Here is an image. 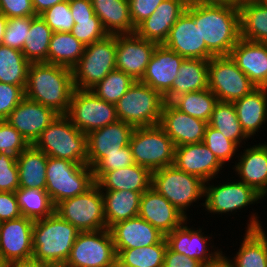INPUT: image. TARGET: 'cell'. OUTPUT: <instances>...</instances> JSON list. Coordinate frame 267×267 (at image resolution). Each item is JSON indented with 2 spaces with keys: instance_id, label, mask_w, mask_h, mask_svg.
I'll return each instance as SVG.
<instances>
[{
  "instance_id": "8",
  "label": "cell",
  "mask_w": 267,
  "mask_h": 267,
  "mask_svg": "<svg viewBox=\"0 0 267 267\" xmlns=\"http://www.w3.org/2000/svg\"><path fill=\"white\" fill-rule=\"evenodd\" d=\"M152 187L186 218L188 207L205 193V181L174 164L152 172Z\"/></svg>"
},
{
  "instance_id": "45",
  "label": "cell",
  "mask_w": 267,
  "mask_h": 267,
  "mask_svg": "<svg viewBox=\"0 0 267 267\" xmlns=\"http://www.w3.org/2000/svg\"><path fill=\"white\" fill-rule=\"evenodd\" d=\"M215 155L219 162L224 165L229 162L238 149L237 145L226 138L220 131L207 124L202 141Z\"/></svg>"
},
{
  "instance_id": "29",
  "label": "cell",
  "mask_w": 267,
  "mask_h": 267,
  "mask_svg": "<svg viewBox=\"0 0 267 267\" xmlns=\"http://www.w3.org/2000/svg\"><path fill=\"white\" fill-rule=\"evenodd\" d=\"M241 182L253 188L262 197L267 195V144L245 149L235 164Z\"/></svg>"
},
{
  "instance_id": "62",
  "label": "cell",
  "mask_w": 267,
  "mask_h": 267,
  "mask_svg": "<svg viewBox=\"0 0 267 267\" xmlns=\"http://www.w3.org/2000/svg\"><path fill=\"white\" fill-rule=\"evenodd\" d=\"M9 267H50L48 265L44 264H38V263H33V262H28V263H16L9 265Z\"/></svg>"
},
{
  "instance_id": "26",
  "label": "cell",
  "mask_w": 267,
  "mask_h": 267,
  "mask_svg": "<svg viewBox=\"0 0 267 267\" xmlns=\"http://www.w3.org/2000/svg\"><path fill=\"white\" fill-rule=\"evenodd\" d=\"M229 56L257 88H267V44L240 39Z\"/></svg>"
},
{
  "instance_id": "42",
  "label": "cell",
  "mask_w": 267,
  "mask_h": 267,
  "mask_svg": "<svg viewBox=\"0 0 267 267\" xmlns=\"http://www.w3.org/2000/svg\"><path fill=\"white\" fill-rule=\"evenodd\" d=\"M167 249L165 237L157 244L150 246L115 249L117 260L127 267H163L164 255Z\"/></svg>"
},
{
  "instance_id": "10",
  "label": "cell",
  "mask_w": 267,
  "mask_h": 267,
  "mask_svg": "<svg viewBox=\"0 0 267 267\" xmlns=\"http://www.w3.org/2000/svg\"><path fill=\"white\" fill-rule=\"evenodd\" d=\"M55 213L80 232L107 228L102 191L96 183L85 193L57 203Z\"/></svg>"
},
{
  "instance_id": "13",
  "label": "cell",
  "mask_w": 267,
  "mask_h": 267,
  "mask_svg": "<svg viewBox=\"0 0 267 267\" xmlns=\"http://www.w3.org/2000/svg\"><path fill=\"white\" fill-rule=\"evenodd\" d=\"M208 88L218 101L233 103L257 87L230 56H214L208 65Z\"/></svg>"
},
{
  "instance_id": "21",
  "label": "cell",
  "mask_w": 267,
  "mask_h": 267,
  "mask_svg": "<svg viewBox=\"0 0 267 267\" xmlns=\"http://www.w3.org/2000/svg\"><path fill=\"white\" fill-rule=\"evenodd\" d=\"M138 216L164 235L188 219L153 187L141 194Z\"/></svg>"
},
{
  "instance_id": "57",
  "label": "cell",
  "mask_w": 267,
  "mask_h": 267,
  "mask_svg": "<svg viewBox=\"0 0 267 267\" xmlns=\"http://www.w3.org/2000/svg\"><path fill=\"white\" fill-rule=\"evenodd\" d=\"M69 6L74 23L76 19L92 18L95 15L90 0H69Z\"/></svg>"
},
{
  "instance_id": "25",
  "label": "cell",
  "mask_w": 267,
  "mask_h": 267,
  "mask_svg": "<svg viewBox=\"0 0 267 267\" xmlns=\"http://www.w3.org/2000/svg\"><path fill=\"white\" fill-rule=\"evenodd\" d=\"M184 59L163 44L157 45L140 81L164 96L171 89Z\"/></svg>"
},
{
  "instance_id": "23",
  "label": "cell",
  "mask_w": 267,
  "mask_h": 267,
  "mask_svg": "<svg viewBox=\"0 0 267 267\" xmlns=\"http://www.w3.org/2000/svg\"><path fill=\"white\" fill-rule=\"evenodd\" d=\"M189 0H164L156 11L135 30V33L148 41L158 45L164 44L170 29L185 12Z\"/></svg>"
},
{
  "instance_id": "20",
  "label": "cell",
  "mask_w": 267,
  "mask_h": 267,
  "mask_svg": "<svg viewBox=\"0 0 267 267\" xmlns=\"http://www.w3.org/2000/svg\"><path fill=\"white\" fill-rule=\"evenodd\" d=\"M207 122L194 118L176 109L165 101L159 125L172 139L174 146L201 143L204 138Z\"/></svg>"
},
{
  "instance_id": "60",
  "label": "cell",
  "mask_w": 267,
  "mask_h": 267,
  "mask_svg": "<svg viewBox=\"0 0 267 267\" xmlns=\"http://www.w3.org/2000/svg\"><path fill=\"white\" fill-rule=\"evenodd\" d=\"M203 267H233L228 258L222 255L215 263L203 266Z\"/></svg>"
},
{
  "instance_id": "24",
  "label": "cell",
  "mask_w": 267,
  "mask_h": 267,
  "mask_svg": "<svg viewBox=\"0 0 267 267\" xmlns=\"http://www.w3.org/2000/svg\"><path fill=\"white\" fill-rule=\"evenodd\" d=\"M174 165L186 173L200 177L205 182L215 178L223 168L203 142L176 146Z\"/></svg>"
},
{
  "instance_id": "44",
  "label": "cell",
  "mask_w": 267,
  "mask_h": 267,
  "mask_svg": "<svg viewBox=\"0 0 267 267\" xmlns=\"http://www.w3.org/2000/svg\"><path fill=\"white\" fill-rule=\"evenodd\" d=\"M134 81L130 75L115 69L90 90L102 100L115 104L128 91Z\"/></svg>"
},
{
  "instance_id": "16",
  "label": "cell",
  "mask_w": 267,
  "mask_h": 267,
  "mask_svg": "<svg viewBox=\"0 0 267 267\" xmlns=\"http://www.w3.org/2000/svg\"><path fill=\"white\" fill-rule=\"evenodd\" d=\"M208 184V185H206ZM206 197L204 206L210 213H228L245 208L263 197L253 188L241 181L229 182L222 185H210L205 182Z\"/></svg>"
},
{
  "instance_id": "46",
  "label": "cell",
  "mask_w": 267,
  "mask_h": 267,
  "mask_svg": "<svg viewBox=\"0 0 267 267\" xmlns=\"http://www.w3.org/2000/svg\"><path fill=\"white\" fill-rule=\"evenodd\" d=\"M53 32H71L74 26L69 0L58 3L39 15Z\"/></svg>"
},
{
  "instance_id": "43",
  "label": "cell",
  "mask_w": 267,
  "mask_h": 267,
  "mask_svg": "<svg viewBox=\"0 0 267 267\" xmlns=\"http://www.w3.org/2000/svg\"><path fill=\"white\" fill-rule=\"evenodd\" d=\"M208 125L220 131L239 147L243 140L249 138L241 128L233 103L218 101L208 121Z\"/></svg>"
},
{
  "instance_id": "53",
  "label": "cell",
  "mask_w": 267,
  "mask_h": 267,
  "mask_svg": "<svg viewBox=\"0 0 267 267\" xmlns=\"http://www.w3.org/2000/svg\"><path fill=\"white\" fill-rule=\"evenodd\" d=\"M162 1L164 0H128L133 26L136 28L141 22L150 17Z\"/></svg>"
},
{
  "instance_id": "56",
  "label": "cell",
  "mask_w": 267,
  "mask_h": 267,
  "mask_svg": "<svg viewBox=\"0 0 267 267\" xmlns=\"http://www.w3.org/2000/svg\"><path fill=\"white\" fill-rule=\"evenodd\" d=\"M198 260L191 259L184 254L170 250L168 247L164 255L163 267H203Z\"/></svg>"
},
{
  "instance_id": "50",
  "label": "cell",
  "mask_w": 267,
  "mask_h": 267,
  "mask_svg": "<svg viewBox=\"0 0 267 267\" xmlns=\"http://www.w3.org/2000/svg\"><path fill=\"white\" fill-rule=\"evenodd\" d=\"M19 188L17 157L0 152V191L15 192Z\"/></svg>"
},
{
  "instance_id": "2",
  "label": "cell",
  "mask_w": 267,
  "mask_h": 267,
  "mask_svg": "<svg viewBox=\"0 0 267 267\" xmlns=\"http://www.w3.org/2000/svg\"><path fill=\"white\" fill-rule=\"evenodd\" d=\"M75 87L72 69L48 63H30L25 97L66 115Z\"/></svg>"
},
{
  "instance_id": "27",
  "label": "cell",
  "mask_w": 267,
  "mask_h": 267,
  "mask_svg": "<svg viewBox=\"0 0 267 267\" xmlns=\"http://www.w3.org/2000/svg\"><path fill=\"white\" fill-rule=\"evenodd\" d=\"M115 249H131L159 243L165 235L143 218L122 220L109 228Z\"/></svg>"
},
{
  "instance_id": "19",
  "label": "cell",
  "mask_w": 267,
  "mask_h": 267,
  "mask_svg": "<svg viewBox=\"0 0 267 267\" xmlns=\"http://www.w3.org/2000/svg\"><path fill=\"white\" fill-rule=\"evenodd\" d=\"M133 131L132 125L121 120L91 131L87 134V165L93 168L106 154L128 146Z\"/></svg>"
},
{
  "instance_id": "34",
  "label": "cell",
  "mask_w": 267,
  "mask_h": 267,
  "mask_svg": "<svg viewBox=\"0 0 267 267\" xmlns=\"http://www.w3.org/2000/svg\"><path fill=\"white\" fill-rule=\"evenodd\" d=\"M19 188L46 190L47 155L29 145L17 156Z\"/></svg>"
},
{
  "instance_id": "49",
  "label": "cell",
  "mask_w": 267,
  "mask_h": 267,
  "mask_svg": "<svg viewBox=\"0 0 267 267\" xmlns=\"http://www.w3.org/2000/svg\"><path fill=\"white\" fill-rule=\"evenodd\" d=\"M135 164L130 145L120 149L118 153L106 154L92 169L95 183L108 171L128 167Z\"/></svg>"
},
{
  "instance_id": "3",
  "label": "cell",
  "mask_w": 267,
  "mask_h": 267,
  "mask_svg": "<svg viewBox=\"0 0 267 267\" xmlns=\"http://www.w3.org/2000/svg\"><path fill=\"white\" fill-rule=\"evenodd\" d=\"M80 231L57 213L36 220L33 225L31 262L63 267Z\"/></svg>"
},
{
  "instance_id": "11",
  "label": "cell",
  "mask_w": 267,
  "mask_h": 267,
  "mask_svg": "<svg viewBox=\"0 0 267 267\" xmlns=\"http://www.w3.org/2000/svg\"><path fill=\"white\" fill-rule=\"evenodd\" d=\"M117 260L109 229L80 232L63 267H110Z\"/></svg>"
},
{
  "instance_id": "36",
  "label": "cell",
  "mask_w": 267,
  "mask_h": 267,
  "mask_svg": "<svg viewBox=\"0 0 267 267\" xmlns=\"http://www.w3.org/2000/svg\"><path fill=\"white\" fill-rule=\"evenodd\" d=\"M239 10L241 39L267 44V3L247 0Z\"/></svg>"
},
{
  "instance_id": "63",
  "label": "cell",
  "mask_w": 267,
  "mask_h": 267,
  "mask_svg": "<svg viewBox=\"0 0 267 267\" xmlns=\"http://www.w3.org/2000/svg\"><path fill=\"white\" fill-rule=\"evenodd\" d=\"M110 267H127V266H124L122 263L116 260Z\"/></svg>"
},
{
  "instance_id": "17",
  "label": "cell",
  "mask_w": 267,
  "mask_h": 267,
  "mask_svg": "<svg viewBox=\"0 0 267 267\" xmlns=\"http://www.w3.org/2000/svg\"><path fill=\"white\" fill-rule=\"evenodd\" d=\"M163 45L185 59L210 60L215 56L201 39L199 26L186 11L172 26Z\"/></svg>"
},
{
  "instance_id": "32",
  "label": "cell",
  "mask_w": 267,
  "mask_h": 267,
  "mask_svg": "<svg viewBox=\"0 0 267 267\" xmlns=\"http://www.w3.org/2000/svg\"><path fill=\"white\" fill-rule=\"evenodd\" d=\"M233 104L241 128L250 138L267 121V88H256Z\"/></svg>"
},
{
  "instance_id": "51",
  "label": "cell",
  "mask_w": 267,
  "mask_h": 267,
  "mask_svg": "<svg viewBox=\"0 0 267 267\" xmlns=\"http://www.w3.org/2000/svg\"><path fill=\"white\" fill-rule=\"evenodd\" d=\"M29 144L6 120H0V152L18 156Z\"/></svg>"
},
{
  "instance_id": "12",
  "label": "cell",
  "mask_w": 267,
  "mask_h": 267,
  "mask_svg": "<svg viewBox=\"0 0 267 267\" xmlns=\"http://www.w3.org/2000/svg\"><path fill=\"white\" fill-rule=\"evenodd\" d=\"M66 116L84 134L118 120L115 104L97 97L91 90L74 89Z\"/></svg>"
},
{
  "instance_id": "15",
  "label": "cell",
  "mask_w": 267,
  "mask_h": 267,
  "mask_svg": "<svg viewBox=\"0 0 267 267\" xmlns=\"http://www.w3.org/2000/svg\"><path fill=\"white\" fill-rule=\"evenodd\" d=\"M158 44L136 33L116 35V69L141 80Z\"/></svg>"
},
{
  "instance_id": "61",
  "label": "cell",
  "mask_w": 267,
  "mask_h": 267,
  "mask_svg": "<svg viewBox=\"0 0 267 267\" xmlns=\"http://www.w3.org/2000/svg\"><path fill=\"white\" fill-rule=\"evenodd\" d=\"M8 18L0 13V46L3 45V37L6 29Z\"/></svg>"
},
{
  "instance_id": "59",
  "label": "cell",
  "mask_w": 267,
  "mask_h": 267,
  "mask_svg": "<svg viewBox=\"0 0 267 267\" xmlns=\"http://www.w3.org/2000/svg\"><path fill=\"white\" fill-rule=\"evenodd\" d=\"M189 1L201 4L229 5L239 9L247 0H189Z\"/></svg>"
},
{
  "instance_id": "7",
  "label": "cell",
  "mask_w": 267,
  "mask_h": 267,
  "mask_svg": "<svg viewBox=\"0 0 267 267\" xmlns=\"http://www.w3.org/2000/svg\"><path fill=\"white\" fill-rule=\"evenodd\" d=\"M116 69V35L86 45L82 57L72 68L73 84L78 90H90Z\"/></svg>"
},
{
  "instance_id": "5",
  "label": "cell",
  "mask_w": 267,
  "mask_h": 267,
  "mask_svg": "<svg viewBox=\"0 0 267 267\" xmlns=\"http://www.w3.org/2000/svg\"><path fill=\"white\" fill-rule=\"evenodd\" d=\"M164 103L158 91L138 80L115 103L116 115L134 128L154 126L160 123Z\"/></svg>"
},
{
  "instance_id": "28",
  "label": "cell",
  "mask_w": 267,
  "mask_h": 267,
  "mask_svg": "<svg viewBox=\"0 0 267 267\" xmlns=\"http://www.w3.org/2000/svg\"><path fill=\"white\" fill-rule=\"evenodd\" d=\"M247 230L233 260L229 262L233 267H267V236L262 229L257 215L249 218Z\"/></svg>"
},
{
  "instance_id": "4",
  "label": "cell",
  "mask_w": 267,
  "mask_h": 267,
  "mask_svg": "<svg viewBox=\"0 0 267 267\" xmlns=\"http://www.w3.org/2000/svg\"><path fill=\"white\" fill-rule=\"evenodd\" d=\"M33 146L48 157L87 165V135L77 129L66 115H58Z\"/></svg>"
},
{
  "instance_id": "39",
  "label": "cell",
  "mask_w": 267,
  "mask_h": 267,
  "mask_svg": "<svg viewBox=\"0 0 267 267\" xmlns=\"http://www.w3.org/2000/svg\"><path fill=\"white\" fill-rule=\"evenodd\" d=\"M29 65L22 51L0 46V82L20 86L25 91Z\"/></svg>"
},
{
  "instance_id": "55",
  "label": "cell",
  "mask_w": 267,
  "mask_h": 267,
  "mask_svg": "<svg viewBox=\"0 0 267 267\" xmlns=\"http://www.w3.org/2000/svg\"><path fill=\"white\" fill-rule=\"evenodd\" d=\"M15 192L0 191V222L21 217Z\"/></svg>"
},
{
  "instance_id": "14",
  "label": "cell",
  "mask_w": 267,
  "mask_h": 267,
  "mask_svg": "<svg viewBox=\"0 0 267 267\" xmlns=\"http://www.w3.org/2000/svg\"><path fill=\"white\" fill-rule=\"evenodd\" d=\"M34 222L24 216L0 222V257L8 265L31 262Z\"/></svg>"
},
{
  "instance_id": "9",
  "label": "cell",
  "mask_w": 267,
  "mask_h": 267,
  "mask_svg": "<svg viewBox=\"0 0 267 267\" xmlns=\"http://www.w3.org/2000/svg\"><path fill=\"white\" fill-rule=\"evenodd\" d=\"M129 145L134 162L151 172L174 164V143L159 124L134 128Z\"/></svg>"
},
{
  "instance_id": "40",
  "label": "cell",
  "mask_w": 267,
  "mask_h": 267,
  "mask_svg": "<svg viewBox=\"0 0 267 267\" xmlns=\"http://www.w3.org/2000/svg\"><path fill=\"white\" fill-rule=\"evenodd\" d=\"M170 103L179 111L208 123L218 99L207 88L176 96Z\"/></svg>"
},
{
  "instance_id": "35",
  "label": "cell",
  "mask_w": 267,
  "mask_h": 267,
  "mask_svg": "<svg viewBox=\"0 0 267 267\" xmlns=\"http://www.w3.org/2000/svg\"><path fill=\"white\" fill-rule=\"evenodd\" d=\"M142 193L130 190L102 192L107 229L119 221L138 216Z\"/></svg>"
},
{
  "instance_id": "31",
  "label": "cell",
  "mask_w": 267,
  "mask_h": 267,
  "mask_svg": "<svg viewBox=\"0 0 267 267\" xmlns=\"http://www.w3.org/2000/svg\"><path fill=\"white\" fill-rule=\"evenodd\" d=\"M209 60L184 59L171 89L163 96L171 102L176 96L208 88Z\"/></svg>"
},
{
  "instance_id": "48",
  "label": "cell",
  "mask_w": 267,
  "mask_h": 267,
  "mask_svg": "<svg viewBox=\"0 0 267 267\" xmlns=\"http://www.w3.org/2000/svg\"><path fill=\"white\" fill-rule=\"evenodd\" d=\"M31 27V17L8 18L3 45L22 51Z\"/></svg>"
},
{
  "instance_id": "38",
  "label": "cell",
  "mask_w": 267,
  "mask_h": 267,
  "mask_svg": "<svg viewBox=\"0 0 267 267\" xmlns=\"http://www.w3.org/2000/svg\"><path fill=\"white\" fill-rule=\"evenodd\" d=\"M52 29L39 16H31V27L22 53L30 63H48V50Z\"/></svg>"
},
{
  "instance_id": "30",
  "label": "cell",
  "mask_w": 267,
  "mask_h": 267,
  "mask_svg": "<svg viewBox=\"0 0 267 267\" xmlns=\"http://www.w3.org/2000/svg\"><path fill=\"white\" fill-rule=\"evenodd\" d=\"M96 184L101 191L144 192L152 187V172L138 164L106 172Z\"/></svg>"
},
{
  "instance_id": "1",
  "label": "cell",
  "mask_w": 267,
  "mask_h": 267,
  "mask_svg": "<svg viewBox=\"0 0 267 267\" xmlns=\"http://www.w3.org/2000/svg\"><path fill=\"white\" fill-rule=\"evenodd\" d=\"M199 26L201 39L215 56H229L241 39L240 10L229 5L188 3L185 10Z\"/></svg>"
},
{
  "instance_id": "37",
  "label": "cell",
  "mask_w": 267,
  "mask_h": 267,
  "mask_svg": "<svg viewBox=\"0 0 267 267\" xmlns=\"http://www.w3.org/2000/svg\"><path fill=\"white\" fill-rule=\"evenodd\" d=\"M84 48L70 32H53L48 50V64L72 69L82 57Z\"/></svg>"
},
{
  "instance_id": "52",
  "label": "cell",
  "mask_w": 267,
  "mask_h": 267,
  "mask_svg": "<svg viewBox=\"0 0 267 267\" xmlns=\"http://www.w3.org/2000/svg\"><path fill=\"white\" fill-rule=\"evenodd\" d=\"M24 97L20 86L0 82V120H5Z\"/></svg>"
},
{
  "instance_id": "33",
  "label": "cell",
  "mask_w": 267,
  "mask_h": 267,
  "mask_svg": "<svg viewBox=\"0 0 267 267\" xmlns=\"http://www.w3.org/2000/svg\"><path fill=\"white\" fill-rule=\"evenodd\" d=\"M96 16L108 35L132 34L128 0H90Z\"/></svg>"
},
{
  "instance_id": "64",
  "label": "cell",
  "mask_w": 267,
  "mask_h": 267,
  "mask_svg": "<svg viewBox=\"0 0 267 267\" xmlns=\"http://www.w3.org/2000/svg\"><path fill=\"white\" fill-rule=\"evenodd\" d=\"M0 267H9V265L0 257Z\"/></svg>"
},
{
  "instance_id": "41",
  "label": "cell",
  "mask_w": 267,
  "mask_h": 267,
  "mask_svg": "<svg viewBox=\"0 0 267 267\" xmlns=\"http://www.w3.org/2000/svg\"><path fill=\"white\" fill-rule=\"evenodd\" d=\"M15 194L21 214L24 217L36 221L55 212V205L46 190L18 188Z\"/></svg>"
},
{
  "instance_id": "54",
  "label": "cell",
  "mask_w": 267,
  "mask_h": 267,
  "mask_svg": "<svg viewBox=\"0 0 267 267\" xmlns=\"http://www.w3.org/2000/svg\"><path fill=\"white\" fill-rule=\"evenodd\" d=\"M0 13L7 18L37 16L32 0H0Z\"/></svg>"
},
{
  "instance_id": "58",
  "label": "cell",
  "mask_w": 267,
  "mask_h": 267,
  "mask_svg": "<svg viewBox=\"0 0 267 267\" xmlns=\"http://www.w3.org/2000/svg\"><path fill=\"white\" fill-rule=\"evenodd\" d=\"M65 0H32V5L36 15L42 14L45 10L61 3Z\"/></svg>"
},
{
  "instance_id": "6",
  "label": "cell",
  "mask_w": 267,
  "mask_h": 267,
  "mask_svg": "<svg viewBox=\"0 0 267 267\" xmlns=\"http://www.w3.org/2000/svg\"><path fill=\"white\" fill-rule=\"evenodd\" d=\"M94 184L90 166L47 156L46 192L54 205L85 193Z\"/></svg>"
},
{
  "instance_id": "22",
  "label": "cell",
  "mask_w": 267,
  "mask_h": 267,
  "mask_svg": "<svg viewBox=\"0 0 267 267\" xmlns=\"http://www.w3.org/2000/svg\"><path fill=\"white\" fill-rule=\"evenodd\" d=\"M183 222L179 227L165 235L167 247L175 252L198 260L204 266L215 263L223 254L222 251L209 252L208 236L202 230H193ZM185 225V226H184ZM208 248V249H207Z\"/></svg>"
},
{
  "instance_id": "47",
  "label": "cell",
  "mask_w": 267,
  "mask_h": 267,
  "mask_svg": "<svg viewBox=\"0 0 267 267\" xmlns=\"http://www.w3.org/2000/svg\"><path fill=\"white\" fill-rule=\"evenodd\" d=\"M70 33L84 46L99 41L108 35L96 14L92 18L76 19Z\"/></svg>"
},
{
  "instance_id": "18",
  "label": "cell",
  "mask_w": 267,
  "mask_h": 267,
  "mask_svg": "<svg viewBox=\"0 0 267 267\" xmlns=\"http://www.w3.org/2000/svg\"><path fill=\"white\" fill-rule=\"evenodd\" d=\"M58 115L53 109L24 97L5 120L20 132L29 145H33Z\"/></svg>"
}]
</instances>
